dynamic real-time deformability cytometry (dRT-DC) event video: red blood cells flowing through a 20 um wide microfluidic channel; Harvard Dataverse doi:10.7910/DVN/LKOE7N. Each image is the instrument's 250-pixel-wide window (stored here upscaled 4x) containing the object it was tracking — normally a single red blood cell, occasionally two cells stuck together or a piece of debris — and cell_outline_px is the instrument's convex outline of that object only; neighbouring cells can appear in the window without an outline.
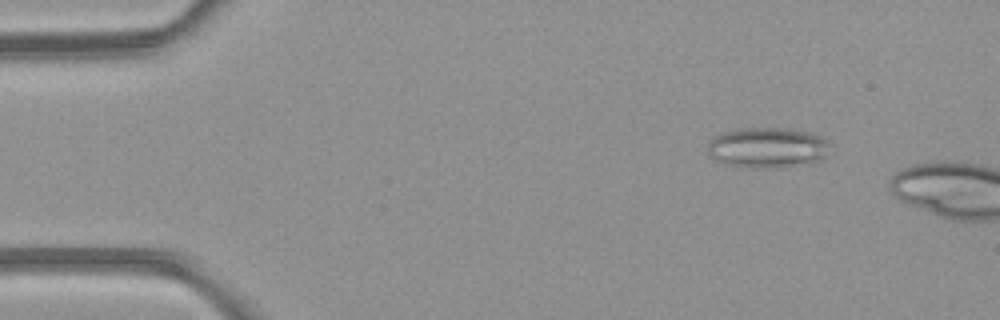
{"species": "common noctule bat (a hibernating species)", "species_latin": "Nyctalus noctula", "temperature_condition": "room temperature", "stored_images_in_passage": 4, "camera_frame_rate_fps": 3000, "um_per_image_px": 0.085, "animal": {"sex": "female", "body_mass_g": 21.9}, "frame": {"image": 1, "passage_image": 2, "time_ms": 1.333, "image_size_px": [1000, 320], "cell_outline_px": [[828, 144], [824, 156], [820, 160], [808, 164], [768, 168], [724, 164], [716, 160], [708, 152], [708, 144], [716, 136], [724, 132], [736, 128], [788, 128], [812, 132], [820, 136]], "centroid_in_image_um": [65.23, 12.53], "position_along_channel_um": 19.8, "area_um2": 28.5}}